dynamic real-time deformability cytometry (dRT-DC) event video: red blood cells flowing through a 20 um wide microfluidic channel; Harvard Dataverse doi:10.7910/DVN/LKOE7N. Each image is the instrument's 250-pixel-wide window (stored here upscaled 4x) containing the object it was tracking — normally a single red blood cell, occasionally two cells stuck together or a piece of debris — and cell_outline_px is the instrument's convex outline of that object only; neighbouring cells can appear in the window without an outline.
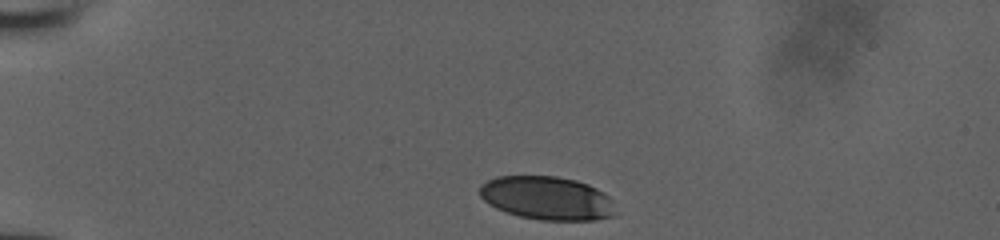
{"species": "human", "species_latin": "Homo sapiens", "temperature_condition": "room temperature", "stored_images_in_passage": 20, "camera_frame_rate_fps": 3000, "um_per_image_px": 0.085, "donor": {"sex": "male"}, "frame": {"image": 1, "passage_image": 1, "time_ms": 0.0, "image_size_px": [1000, 240], "cell_outline_px": [[616, 212], [612, 216], [596, 220], [540, 220], [520, 216], [496, 208], [488, 204], [480, 196], [480, 184], [496, 176], [556, 176], [576, 180], [588, 184], [604, 192], [612, 200]], "centroid_in_image_um": [46.5, 16.83], "position_along_channel_um": 38.5, "area_um2": 34.51}}
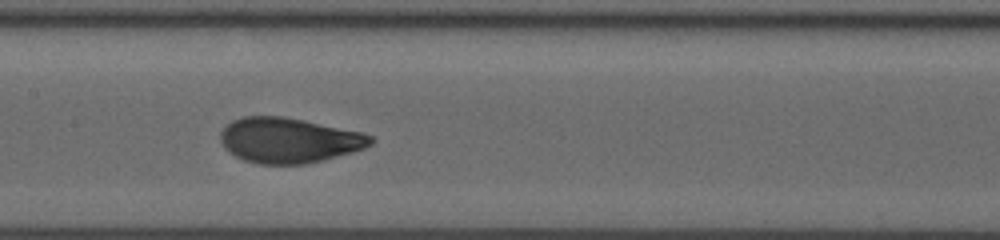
{"frame": {"image": 2, "passage_image": 12, "time_ms": 3.667, "image_size_px": [1000, 240], "cell_outline_px": [[376, 140], [372, 144], [364, 148], [352, 152], [304, 164], [260, 164], [244, 160], [228, 152], [224, 148], [220, 140], [220, 132], [232, 120], [244, 116], [280, 116], [304, 120], [360, 132], [372, 136]], "centroid_in_image_um": [24.53, 11.92], "position_along_channel_um": 182.9, "area_um2": 39.36}}
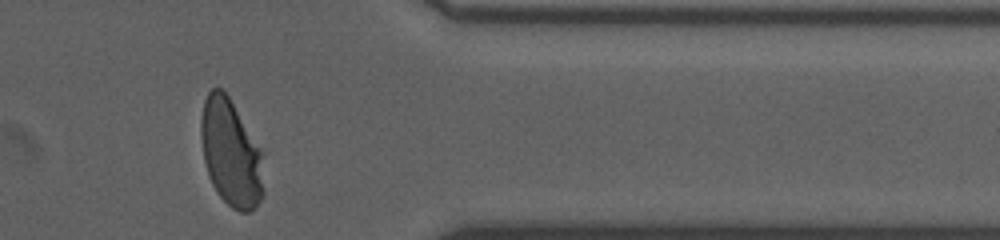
{"frame": {"image": 3, "passage_image": 20, "time_ms": 6.333, "image_size_px": [1000, 240], "cell_outline_px": [[264, 192], [260, 200], [248, 212], [240, 212], [232, 208], [216, 192], [208, 176], [204, 160], [200, 136], [200, 120], [204, 100], [208, 92], [212, 88], [220, 88], [228, 96], [264, 152]], "centroid_in_image_um": [19.64, 13.01], "position_along_channel_um": 391.8, "area_um2": 39.59}}